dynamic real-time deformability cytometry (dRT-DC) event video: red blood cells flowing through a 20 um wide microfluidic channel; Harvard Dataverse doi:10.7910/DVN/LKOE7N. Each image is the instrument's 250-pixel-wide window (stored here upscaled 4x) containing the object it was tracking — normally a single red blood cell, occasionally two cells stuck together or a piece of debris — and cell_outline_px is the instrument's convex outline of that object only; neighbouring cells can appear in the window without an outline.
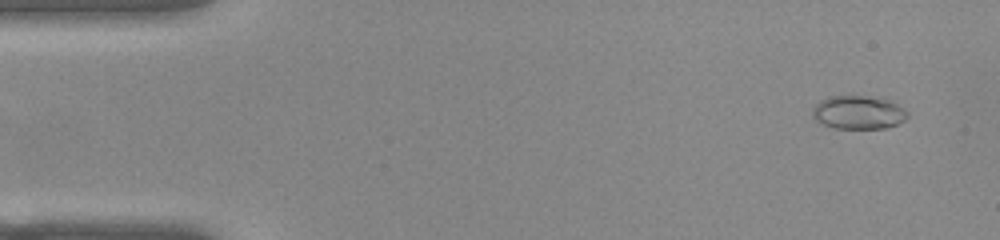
{"species": "common noctule bat (a hibernating species)", "species_latin": "Nyctalus noctula", "temperature_condition": "warm", "stored_images_in_passage": 53, "camera_frame_rate_fps": 3000, "um_per_image_px": 0.085, "animal": {"sex": "female", "body_mass_g": 22.0, "forearm_length_mm": 56.7}, "frame": {"image": 1, "passage_image": 4, "time_ms": 1.0, "image_size_px": [1000, 240], "cell_outline_px": [[908, 116], [904, 120], [888, 128], [836, 128], [824, 124], [816, 120], [812, 116], [812, 108], [820, 100], [832, 96], [868, 96], [888, 100], [904, 108], [908, 112]], "centroid_in_image_um": [72.96, 9.55], "position_along_channel_um": 12.0, "area_um2": 18.38}}
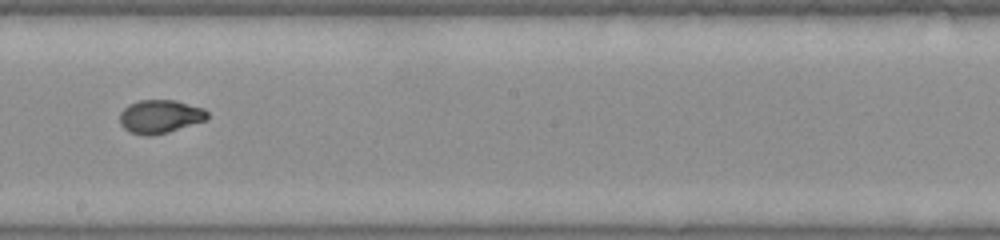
{"frame": {"image": 2, "passage_image": 30, "time_ms": 9.667, "image_size_px": [1000, 240], "cell_outline_px": [[208, 116], [204, 120], [168, 132], [148, 136], [128, 132], [120, 124], [120, 112], [128, 104], [140, 100], [176, 100], [204, 108], [208, 112]], "centroid_in_image_um": [13.57, 9.89], "position_along_channel_um": 234.6, "area_um2": 16.99}}
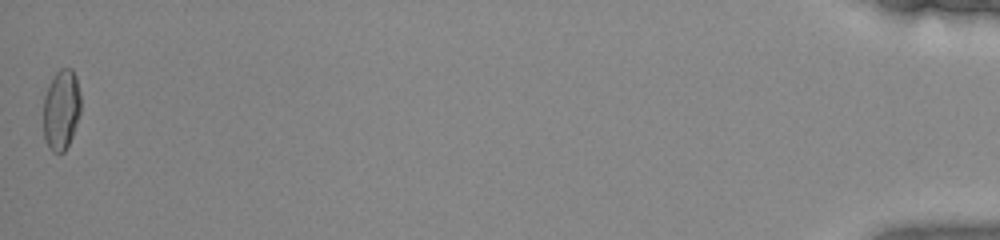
{"frame": {"image": 3, "passage_image": 53, "time_ms": 17.333, "image_size_px": [1000, 240], "cell_outline_px": [[80, 112], [72, 136], [64, 152], [60, 156], [52, 152], [48, 148], [44, 136], [44, 96], [48, 84], [56, 72], [60, 68], [72, 68], [76, 76], [80, 92]], "centroid_in_image_um": [5.2, 9.33], "position_along_channel_um": 430.0, "area_um2": 17.74}, "authors_computed_cell_mechanics": {"area_um2": 17.1666, "velocity_mm_per_s": 3.8922, "shape_relaxation_time_tau1_ms": 5.3923, "shape_relaxation_time_tau2_ms": null, "deformation_change_tau1": 0.2006, "deformation_change_tau2": null}}